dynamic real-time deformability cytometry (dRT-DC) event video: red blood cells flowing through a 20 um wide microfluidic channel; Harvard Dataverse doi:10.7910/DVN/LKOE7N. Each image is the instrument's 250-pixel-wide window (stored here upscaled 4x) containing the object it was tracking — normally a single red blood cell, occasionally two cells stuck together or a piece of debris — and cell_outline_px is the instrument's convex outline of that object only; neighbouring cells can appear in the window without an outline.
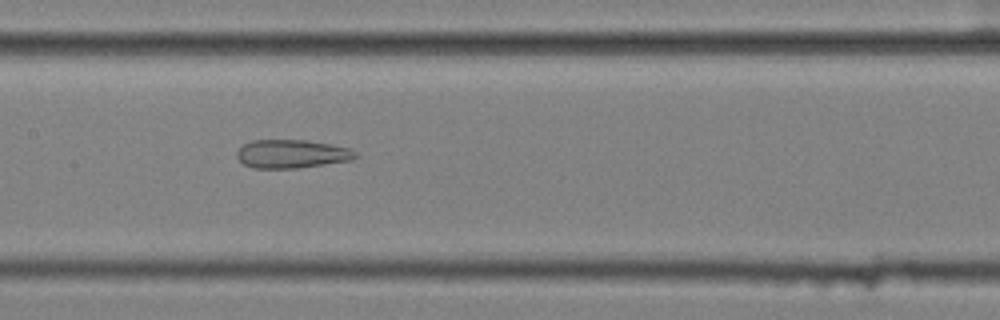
{"species": "common noctule bat (a hibernating species)", "species_latin": "Nyctalus noctula", "temperature_condition": "cold", "stored_images_in_passage": 9, "camera_frame_rate_fps": 3000, "um_per_image_px": 0.085, "animal": {"sex": "female", "body_mass_g": 25.1}, "frame": {"image": 1, "passage_image": 8, "time_ms": 2.333, "image_size_px": [1000, 320], "cell_outline_px": [[360, 156], [352, 160], [296, 168], [252, 168], [244, 164], [236, 156], [236, 152], [244, 144], [252, 140], [304, 140], [332, 144], [348, 148], [356, 152]], "centroid_in_image_um": [24.81, 13.08], "position_along_channel_um": 182.6, "area_um2": 19.65}}
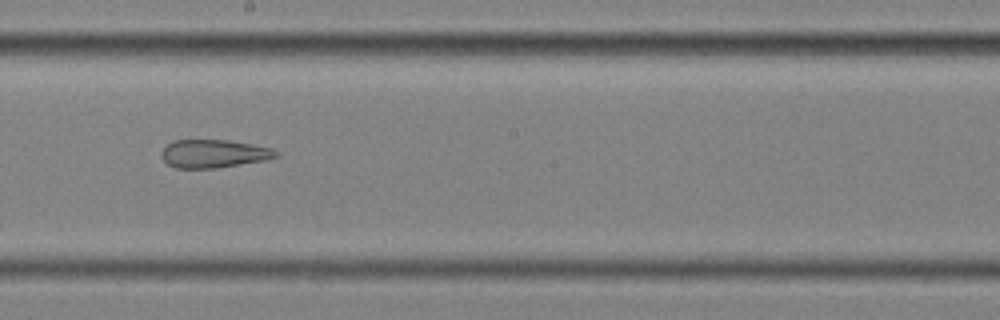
{"frame": {"image": 2, "passage_image": 9, "time_ms": 2.667, "image_size_px": [1000, 320], "cell_outline_px": [[280, 156], [268, 160], [216, 168], [176, 168], [168, 164], [160, 156], [160, 152], [168, 144], [176, 140], [228, 140], [252, 144], [272, 148], [280, 152]], "centroid_in_image_um": [18.22, 13.06], "position_along_channel_um": 230.0, "area_um2": 18.96}}